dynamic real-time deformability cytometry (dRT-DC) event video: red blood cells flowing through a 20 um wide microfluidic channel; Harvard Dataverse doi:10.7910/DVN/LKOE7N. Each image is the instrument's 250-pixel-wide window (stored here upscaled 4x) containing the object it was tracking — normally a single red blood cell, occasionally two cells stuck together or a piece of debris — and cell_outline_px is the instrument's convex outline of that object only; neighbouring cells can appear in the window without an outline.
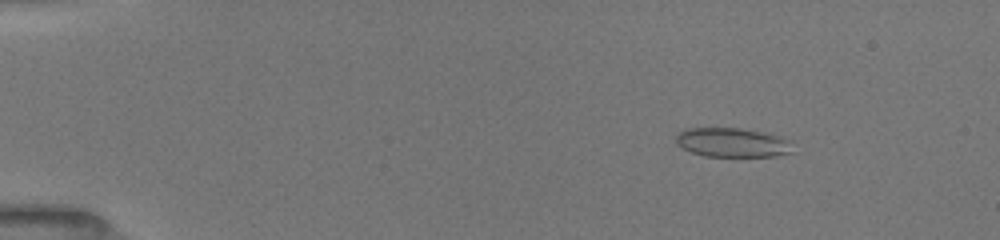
{"species": "common noctule bat (a hibernating species)", "species_latin": "Nyctalus noctula", "temperature_condition": "room temperature", "stored_images_in_passage": 53, "camera_frame_rate_fps": 3000, "um_per_image_px": 0.085, "animal": {"sex": "female", "body_mass_g": 19.5, "forearm_length_mm": 54.1}, "frame": {"image": 1, "passage_image": 8, "time_ms": 2.333, "image_size_px": [1000, 240], "cell_outline_px": [[792, 152], [776, 156], [704, 156], [692, 152], [684, 148], [676, 140], [676, 136], [680, 132], [688, 128], [736, 128], [760, 132], [776, 136], [788, 140]], "centroid_in_image_um": [62.22, 12.12], "position_along_channel_um": 22.8, "area_um2": 19.31}}
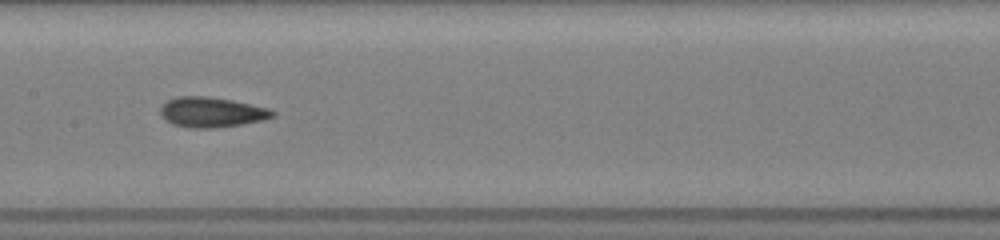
{"frame": {"image": 2, "passage_image": 28, "time_ms": 9.0, "image_size_px": [1000, 240], "cell_outline_px": [[276, 116], [264, 120], [216, 128], [192, 128], [172, 124], [160, 112], [160, 108], [168, 100], [180, 96], [208, 96], [232, 100], [268, 108], [276, 112]], "centroid_in_image_um": [18.03, 9.53], "position_along_channel_um": 189.4, "area_um2": 19.54}}
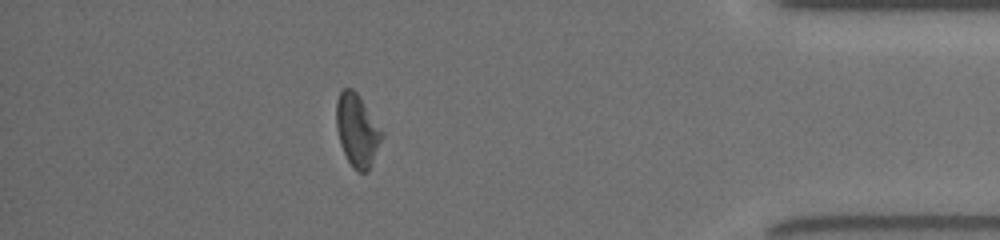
{"frame": {"image": 3, "passage_image": 47, "time_ms": 15.333, "image_size_px": [1000, 240], "cell_outline_px": [[384, 132], [368, 172], [356, 172], [352, 168], [340, 144], [336, 128], [336, 100], [340, 92], [344, 88], [352, 88], [356, 92]], "centroid_in_image_um": [30.34, 11.08], "position_along_channel_um": 404.9, "area_um2": 19.13}, "authors_computed_cell_mechanics": {"area_um2": 19.3052, "velocity_mm_per_s": 3.9896, "shape_relaxation_time_tau1_ms": 6.7205, "shape_relaxation_time_tau2_ms": 1.9359, "deformation_change_tau1": 0.1365, "deformation_change_tau2": 0.0882}}